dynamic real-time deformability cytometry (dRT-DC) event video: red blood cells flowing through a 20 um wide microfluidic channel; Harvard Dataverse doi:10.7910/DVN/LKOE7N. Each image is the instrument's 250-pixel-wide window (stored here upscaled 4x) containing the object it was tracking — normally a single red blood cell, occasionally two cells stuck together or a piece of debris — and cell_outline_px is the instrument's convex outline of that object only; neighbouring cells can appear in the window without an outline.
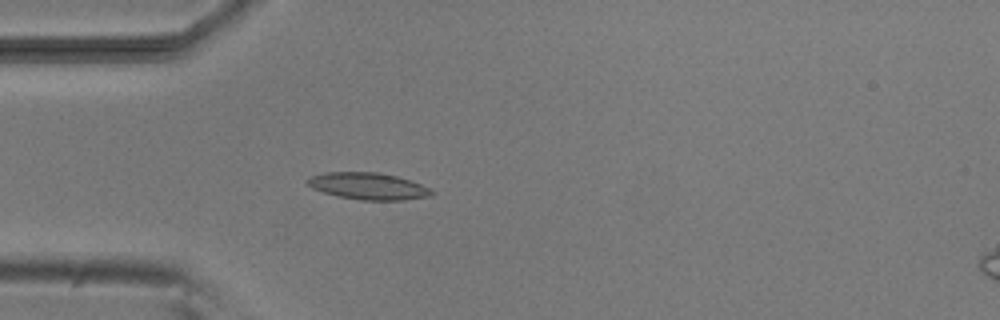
{"species": "common noctule bat (a hibernating species)", "species_latin": "Nyctalus noctula", "temperature_condition": "room temperature", "stored_images_in_passage": 4, "camera_frame_rate_fps": 3000, "um_per_image_px": 0.085, "animal": {"sex": "male", "body_mass_g": 20.5, "forearm_length_mm": 52.5}, "frame": {"image": 1, "passage_image": 4, "time_ms": 4.333, "image_size_px": [1000, 320], "cell_outline_px": [[436, 192], [432, 196], [404, 200], [360, 200], [340, 196], [324, 192], [312, 188], [308, 184], [308, 180], [312, 176], [324, 172], [380, 172], [412, 180], [432, 188]], "centroid_in_image_um": [31.4, 15.82], "position_along_channel_um": 53.6, "area_um2": 19.54}}